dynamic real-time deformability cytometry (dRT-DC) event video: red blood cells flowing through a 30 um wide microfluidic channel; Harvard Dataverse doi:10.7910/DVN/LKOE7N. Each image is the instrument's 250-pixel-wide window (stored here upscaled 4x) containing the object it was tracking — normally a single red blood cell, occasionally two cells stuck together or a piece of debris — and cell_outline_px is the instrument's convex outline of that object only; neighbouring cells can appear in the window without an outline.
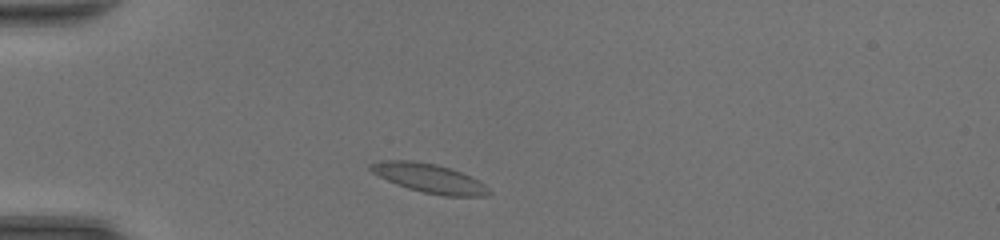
{"species": "common noctule bat (a hibernating species)", "species_latin": "Nyctalus noctula", "temperature_condition": "room temperature", "stored_images_in_passage": 33, "camera_frame_rate_fps": 3000, "um_per_image_px": 0.085, "animal": {"sex": "female", "body_mass_g": 20.0, "forearm_length_mm": 54.0}, "frame": {"image": 1, "passage_image": 4, "time_ms": 1.0, "image_size_px": [1000, 240], "cell_outline_px": [[492, 192], [488, 196], [444, 196], [424, 192], [408, 188], [396, 184], [372, 172], [368, 168], [368, 164], [384, 160], [412, 160], [436, 164], [472, 176], [484, 184]], "centroid_in_image_um": [36.5, 15.15], "position_along_channel_um": 48.5, "area_um2": 19.94}}
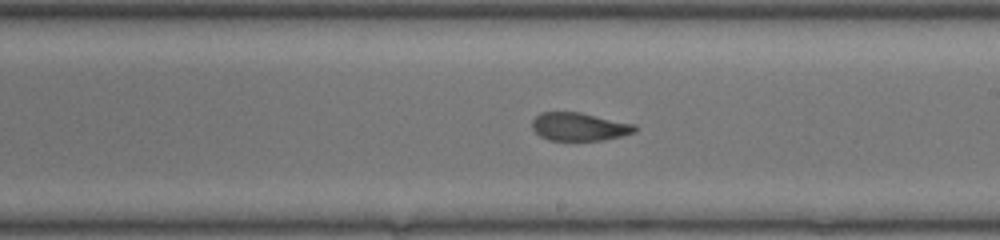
{"frame": {"image": 2, "passage_image": 19, "time_ms": 6.0, "image_size_px": [1000, 240], "cell_outline_px": [[636, 132], [604, 140], [548, 140], [540, 136], [532, 128], [532, 120], [540, 112], [580, 112], [636, 124]], "centroid_in_image_um": [49.23, 10.76], "position_along_channel_um": 239.8, "area_um2": 16.88}}
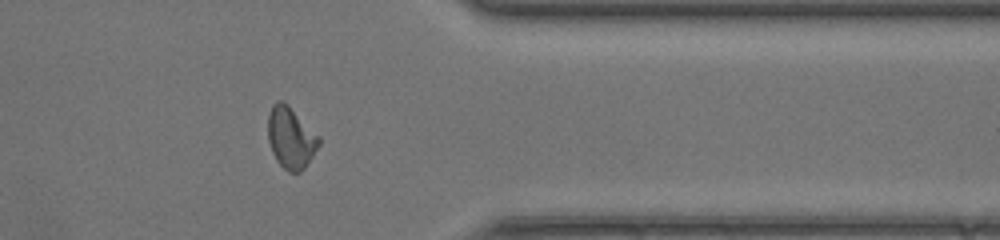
{"frame": {"image": 3, "passage_image": 30, "time_ms": 9.667, "image_size_px": [1000, 240], "cell_outline_px": [[320, 144], [304, 168], [300, 172], [288, 172], [276, 160], [272, 152], [268, 140], [268, 112], [272, 104], [276, 100], [284, 100], [320, 136]], "centroid_in_image_um": [24.71, 11.67], "position_along_channel_um": 386.7, "area_um2": 18.44}, "authors_computed_cell_mechanics": {"area_um2": 17.7446, "velocity_mm_per_s": 4.2882, "shape_relaxation_time_tau1_ms": null, "shape_relaxation_time_tau2_ms": 1.6808, "deformation_change_tau1": null, "deformation_change_tau2": 0.0865}}